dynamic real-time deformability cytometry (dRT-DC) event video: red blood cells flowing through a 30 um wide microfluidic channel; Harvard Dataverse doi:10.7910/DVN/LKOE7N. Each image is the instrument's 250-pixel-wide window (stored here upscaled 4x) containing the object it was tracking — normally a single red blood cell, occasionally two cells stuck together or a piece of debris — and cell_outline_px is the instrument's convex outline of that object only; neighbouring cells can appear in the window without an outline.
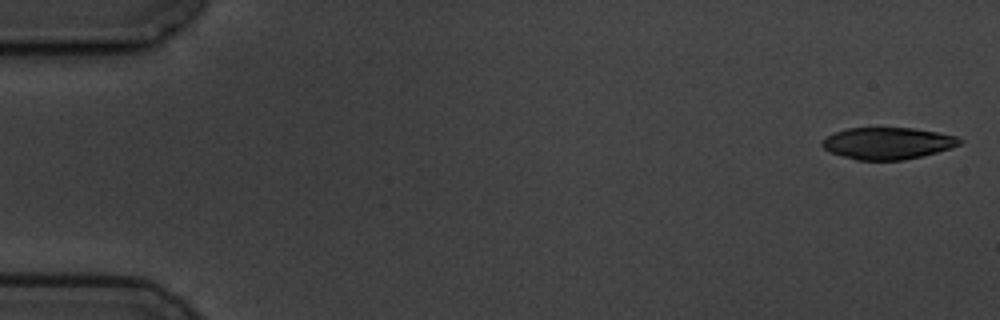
{"species": "common noctule bat (a hibernating species)", "species_latin": "Nyctalus noctula", "temperature_condition": "cold", "stored_images_in_passage": 5, "camera_frame_rate_fps": 3000, "um_per_image_px": 0.085, "animal": {"sex": "male", "body_mass_g": 19.5, "forearm_length_mm": 54.6}, "frame": {"image": 1, "passage_image": 1, "time_ms": 0.0, "image_size_px": [1000, 320], "cell_outline_px": [[964, 140], [960, 144], [952, 148], [904, 160], [856, 160], [828, 152], [820, 144], [820, 140], [836, 132], [848, 128], [912, 128], [936, 132], [956, 136]], "centroid_in_image_um": [75.42, 12.18], "position_along_channel_um": 9.6, "area_um2": 25.49}}